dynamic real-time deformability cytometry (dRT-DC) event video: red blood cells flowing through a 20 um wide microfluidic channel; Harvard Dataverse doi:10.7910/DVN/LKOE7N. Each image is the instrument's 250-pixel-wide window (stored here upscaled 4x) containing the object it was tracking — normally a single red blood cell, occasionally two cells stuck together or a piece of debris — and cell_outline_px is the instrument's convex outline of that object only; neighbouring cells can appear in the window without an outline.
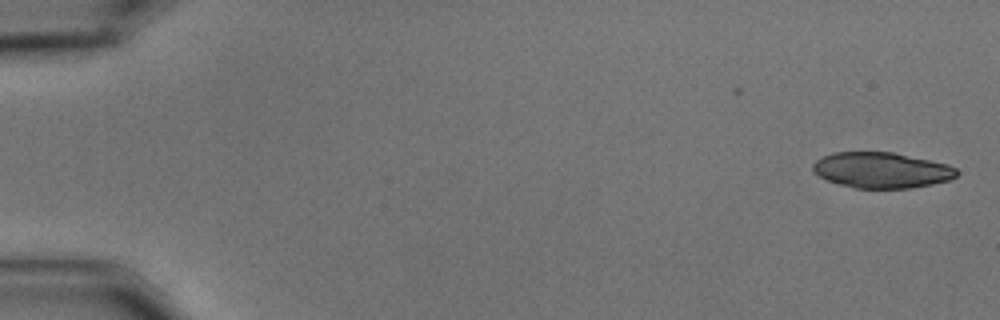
{"species": "common noctule bat (a hibernating species)", "species_latin": "Nyctalus noctula", "temperature_condition": "cold", "stored_images_in_passage": 56, "camera_frame_rate_fps": 3000, "um_per_image_px": 0.085, "animal": {"sex": "male", "body_mass_g": 15.6}, "frame": {"image": 1, "passage_image": 1, "time_ms": 0.0, "image_size_px": [1000, 320], "cell_outline_px": [[960, 172], [956, 176], [948, 180], [932, 184], [912, 188], [856, 188], [840, 184], [828, 180], [812, 172], [812, 164], [816, 160], [832, 152], [892, 152], [948, 164], [956, 168]], "centroid_in_image_um": [74.93, 14.46], "position_along_channel_um": 10.1, "area_um2": 29.88}}
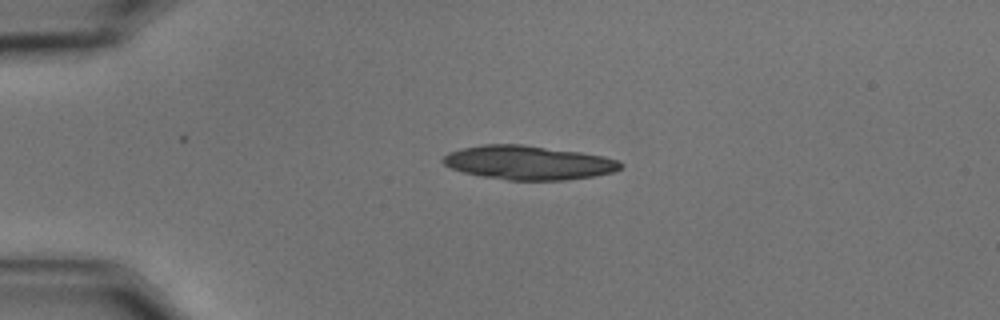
{"frame": {"image": 2, "passage_image": 13, "time_ms": 4.0, "image_size_px": [1000, 320], "cell_outline_px": [[624, 164], [620, 168], [612, 172], [592, 176], [564, 180], [508, 180], [480, 176], [464, 172], [452, 168], [444, 164], [440, 160], [448, 152], [460, 148], [484, 144], [520, 144], [580, 152], [604, 156], [616, 160]], "centroid_in_image_um": [44.87, 13.82], "position_along_channel_um": 40.1, "area_um2": 35.03}}
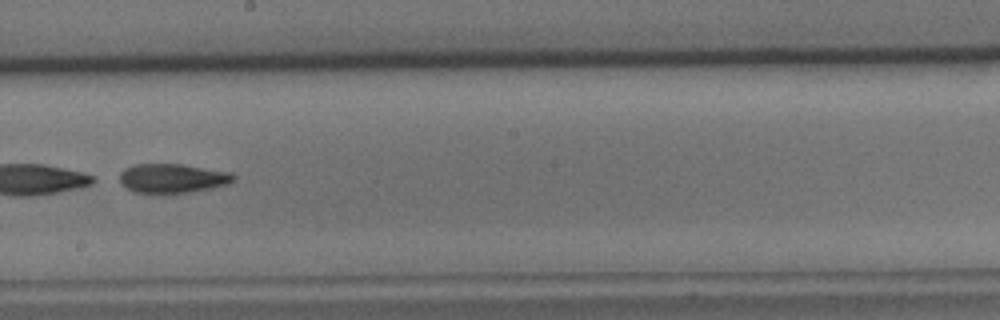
{"frame": {"image": 3, "passage_image": 33, "time_ms": 10.667, "image_size_px": [1000, 320], "cell_outline_px": [[236, 180], [228, 184], [212, 188], [164, 196], [132, 192], [120, 180], [120, 172], [124, 168], [136, 164], [184, 164], [232, 172], [236, 176]], "centroid_in_image_um": [14.68, 15.18], "position_along_channel_um": 233.5, "area_um2": 20.11}}